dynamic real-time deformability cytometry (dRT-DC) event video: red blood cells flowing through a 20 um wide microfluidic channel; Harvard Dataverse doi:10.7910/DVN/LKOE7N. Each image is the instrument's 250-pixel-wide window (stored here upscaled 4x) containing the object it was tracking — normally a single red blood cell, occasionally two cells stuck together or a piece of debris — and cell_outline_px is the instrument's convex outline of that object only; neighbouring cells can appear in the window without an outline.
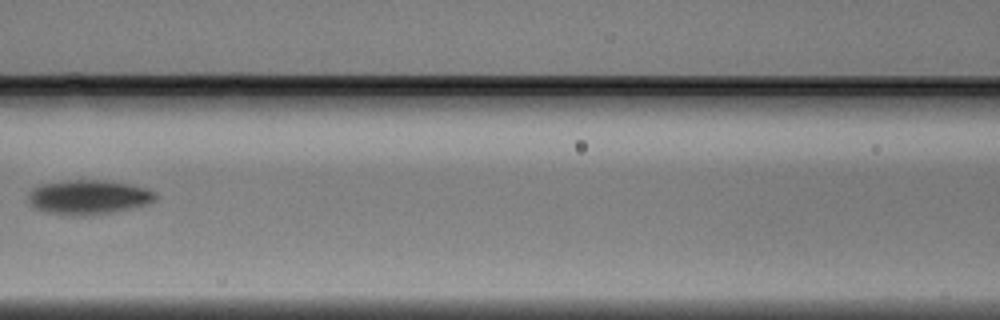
{"species": "Egyptian fruit bat (a non-hibernating species)", "species_latin": "Rousettus aegyptiacus", "temperature_condition": "warm", "stored_images_in_passage": 4, "camera_frame_rate_fps": 3000, "um_per_image_px": 0.085, "animal": {"sex": "male"}, "frame": {"image": 1, "passage_image": 4, "time_ms": 1.0, "image_size_px": [1000, 320], "cell_outline_px": [[156, 200], [148, 204], [132, 208], [112, 212], [84, 216], [72, 216], [48, 212], [36, 208], [28, 204], [28, 196], [32, 188], [44, 184], [64, 180], [104, 180], [132, 184], [156, 192]], "centroid_in_image_um": [7.53, 16.76], "position_along_channel_um": 159.1, "area_um2": 25.66}}